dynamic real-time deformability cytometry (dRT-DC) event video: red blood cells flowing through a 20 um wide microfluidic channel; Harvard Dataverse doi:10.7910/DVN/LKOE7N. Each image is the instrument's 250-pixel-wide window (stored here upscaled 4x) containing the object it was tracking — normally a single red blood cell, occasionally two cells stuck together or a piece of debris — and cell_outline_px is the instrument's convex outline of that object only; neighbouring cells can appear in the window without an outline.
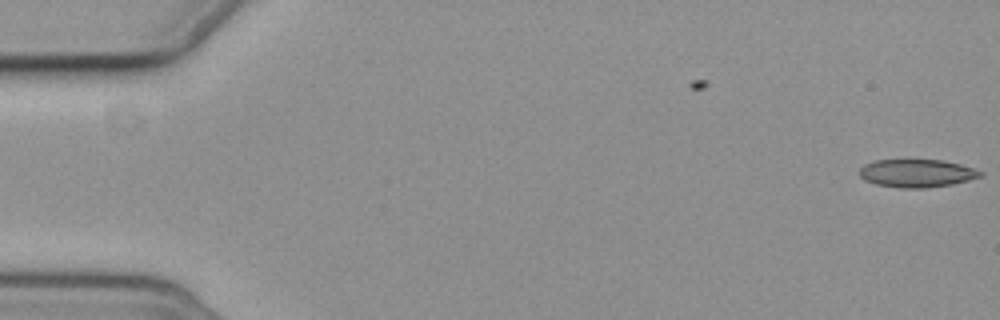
{"species": "common noctule bat (a hibernating species)", "species_latin": "Nyctalus noctula", "temperature_condition": "cold", "stored_images_in_passage": 5, "camera_frame_rate_fps": 3000, "um_per_image_px": 0.085, "animal": {"sex": "female", "body_mass_g": 19.3, "forearm_length_mm": 54.1}, "frame": {"image": 1, "passage_image": 1, "time_ms": 0.0, "image_size_px": [1000, 320], "cell_outline_px": [[984, 176], [952, 184], [924, 188], [904, 188], [876, 184], [864, 180], [860, 176], [860, 168], [864, 164], [876, 160], [944, 160], [960, 164], [984, 172]], "centroid_in_image_um": [77.94, 14.72], "position_along_channel_um": 7.1, "area_um2": 19.65}}